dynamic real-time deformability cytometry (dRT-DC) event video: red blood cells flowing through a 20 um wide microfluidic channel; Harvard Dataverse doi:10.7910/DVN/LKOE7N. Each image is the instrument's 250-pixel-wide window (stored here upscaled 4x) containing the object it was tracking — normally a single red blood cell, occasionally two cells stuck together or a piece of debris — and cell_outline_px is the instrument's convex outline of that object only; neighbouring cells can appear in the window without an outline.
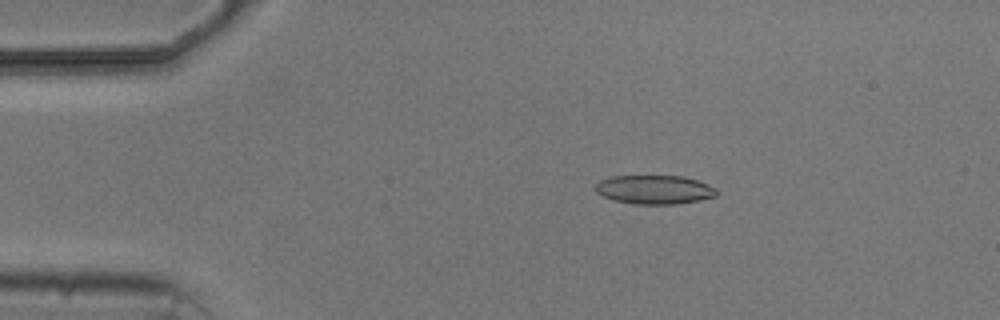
{"species": "common noctule bat (a hibernating species)", "species_latin": "Nyctalus noctula", "temperature_condition": "cold", "stored_images_in_passage": 3, "camera_frame_rate_fps": 3000, "um_per_image_px": 0.085, "animal": {"sex": "male", "body_mass_g": 20.5, "forearm_length_mm": 52.5}, "frame": {"image": 1, "passage_image": 2, "time_ms": 1.333, "image_size_px": [1000, 320], "cell_outline_px": [[720, 192], [716, 196], [700, 200], [676, 204], [636, 204], [616, 200], [604, 196], [596, 192], [596, 184], [600, 180], [612, 176], [684, 176], [708, 184], [716, 188]], "centroid_in_image_um": [55.68, 16.11], "position_along_channel_um": 29.3, "area_um2": 20.35}}